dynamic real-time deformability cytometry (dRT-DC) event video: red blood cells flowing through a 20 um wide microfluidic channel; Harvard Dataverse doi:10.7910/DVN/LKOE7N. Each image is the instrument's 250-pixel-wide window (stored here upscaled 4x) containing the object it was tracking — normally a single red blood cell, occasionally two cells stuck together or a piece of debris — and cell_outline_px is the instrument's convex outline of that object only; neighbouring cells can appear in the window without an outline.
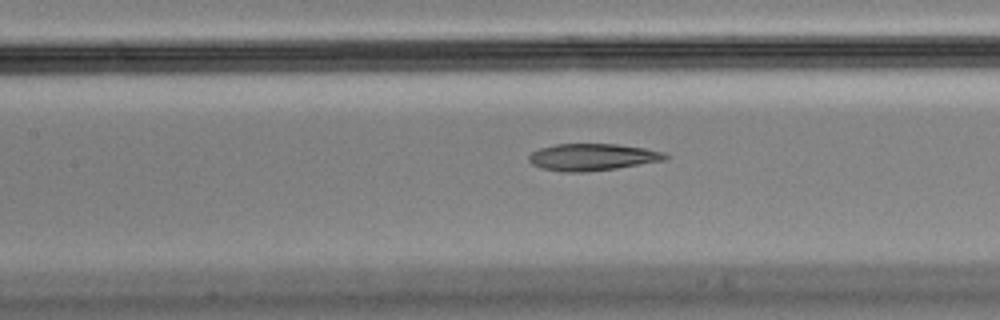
{"species": "Egyptian fruit bat (a non-hibernating species)", "species_latin": "Rousettus aegyptiacus", "temperature_condition": "cold", "stored_images_in_passage": 31, "camera_frame_rate_fps": 3000, "um_per_image_px": 0.085, "animal": {"sex": "male"}, "frame": {"image": 1, "passage_image": 18, "time_ms": 5.667, "image_size_px": [1000, 320], "cell_outline_px": [[668, 156], [664, 160], [616, 168], [584, 172], [564, 172], [540, 168], [532, 164], [528, 160], [528, 156], [532, 152], [540, 148], [556, 144], [616, 144], [644, 148], [664, 152]], "centroid_in_image_um": [50.31, 13.35], "position_along_channel_um": 157.1, "area_um2": 21.27}}
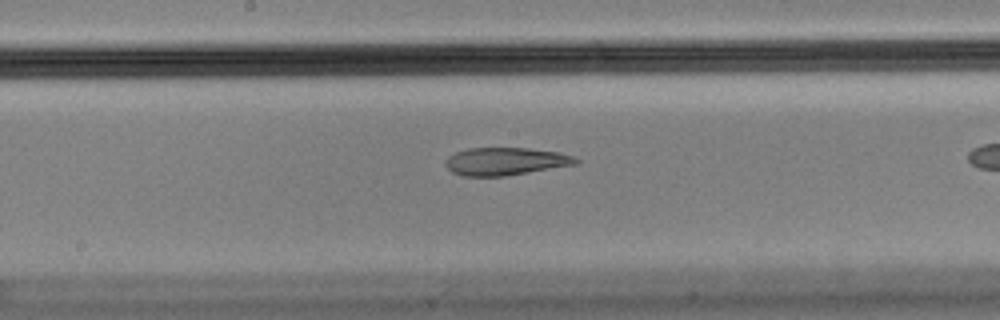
{"frame": {"image": 2, "passage_image": 22, "time_ms": 7.0, "image_size_px": [1000, 320], "cell_outline_px": [[580, 160], [576, 164], [504, 176], [460, 176], [452, 172], [444, 164], [444, 160], [448, 156], [456, 152], [468, 148], [528, 148], [560, 152], [572, 156]], "centroid_in_image_um": [42.92, 13.71], "position_along_channel_um": 205.3, "area_um2": 21.04}}